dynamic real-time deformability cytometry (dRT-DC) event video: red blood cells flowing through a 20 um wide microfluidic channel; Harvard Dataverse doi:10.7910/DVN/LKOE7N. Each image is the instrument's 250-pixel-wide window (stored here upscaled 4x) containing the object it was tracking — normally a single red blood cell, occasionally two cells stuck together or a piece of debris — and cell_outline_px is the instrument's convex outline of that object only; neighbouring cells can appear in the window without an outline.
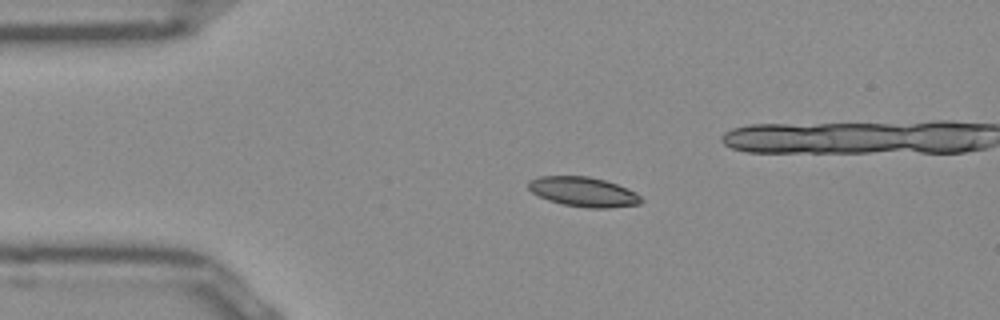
{"species": "Egyptian fruit bat (a non-hibernating species)", "species_latin": "Rousettus aegyptiacus", "temperature_condition": "room temperature", "stored_images_in_passage": 43, "camera_frame_rate_fps": 3000, "um_per_image_px": 0.085, "frame": {"image": 1, "passage_image": 1, "time_ms": 0.0, "image_size_px": [1000, 320], "cell_outline_px": [[644, 200], [640, 204], [608, 208], [588, 208], [564, 204], [548, 200], [532, 192], [528, 188], [528, 180], [540, 176], [588, 176], [604, 180], [628, 188], [636, 192]], "centroid_in_image_um": [49.6, 16.3], "position_along_channel_um": 35.4, "area_um2": 19.48}}
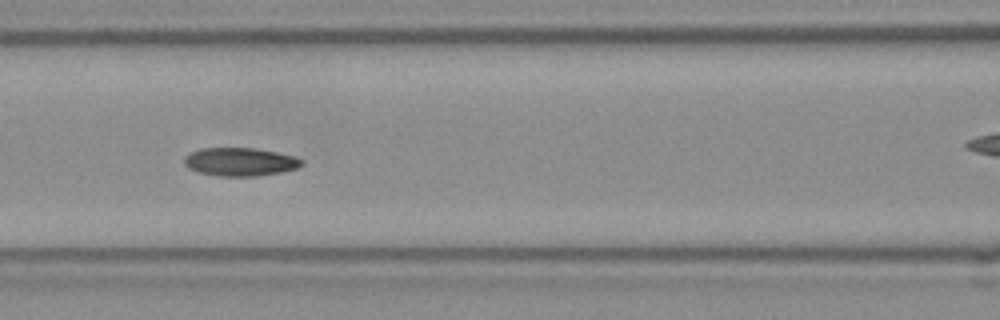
{"frame": {"image": 2, "passage_image": 12, "time_ms": 3.667, "image_size_px": [1000, 320], "cell_outline_px": [[304, 164], [296, 168], [280, 172], [256, 176], [216, 176], [196, 172], [188, 168], [184, 164], [184, 156], [200, 148], [252, 148], [276, 152], [296, 156], [304, 160]], "centroid_in_image_um": [20.39, 13.76], "position_along_channel_um": 146.2, "area_um2": 19.48}}
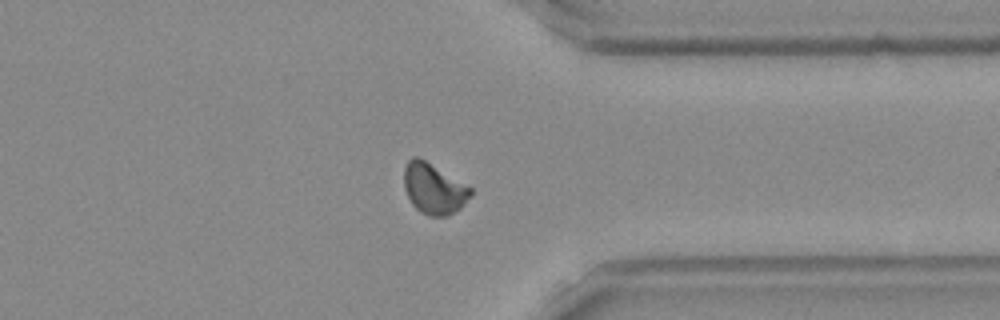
{"frame": {"image": 3, "passage_image": 30, "time_ms": 9.667, "image_size_px": [1000, 320], "cell_outline_px": [[472, 196], [460, 208], [448, 216], [428, 216], [420, 212], [412, 204], [404, 188], [404, 168], [408, 160], [412, 156], [416, 156], [424, 160], [472, 188]], "centroid_in_image_um": [36.86, 16.05], "position_along_channel_um": 374.5, "area_um2": 19.54}}